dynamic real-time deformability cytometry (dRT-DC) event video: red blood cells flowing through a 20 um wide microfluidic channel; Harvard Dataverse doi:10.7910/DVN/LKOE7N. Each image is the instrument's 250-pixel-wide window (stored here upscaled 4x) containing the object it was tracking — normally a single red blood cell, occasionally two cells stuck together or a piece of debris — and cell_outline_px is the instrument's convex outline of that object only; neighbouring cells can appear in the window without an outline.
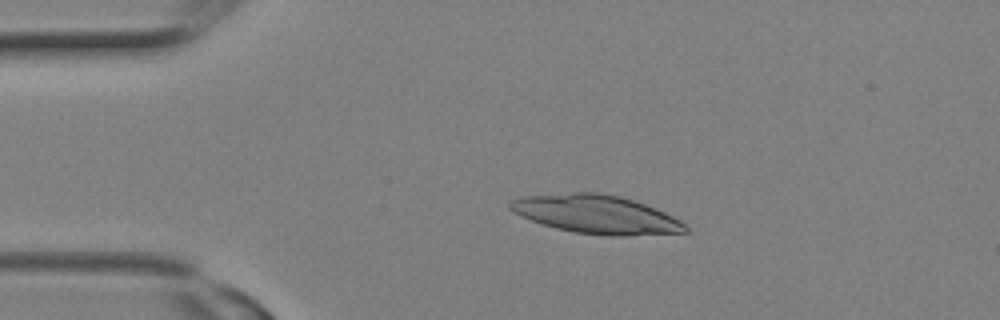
{"species": "Egyptian fruit bat (a non-hibernating species)", "species_latin": "Rousettus aegyptiacus", "temperature_condition": "room temperature", "stored_images_in_passage": 10, "camera_frame_rate_fps": 3000, "um_per_image_px": 0.085, "animal": {"sex": "female"}, "frame": {"image": 1, "passage_image": 6, "time_ms": 1.667, "image_size_px": [1000, 320], "cell_outline_px": [[688, 232], [624, 236], [612, 236], [576, 232], [556, 228], [520, 216], [508, 208], [508, 204], [512, 200], [520, 196], [572, 192], [600, 192], [620, 196], [644, 204], [664, 212], [680, 220], [688, 228]], "centroid_in_image_um": [50.66, 18.21], "position_along_channel_um": 34.3, "area_um2": 39.19}}